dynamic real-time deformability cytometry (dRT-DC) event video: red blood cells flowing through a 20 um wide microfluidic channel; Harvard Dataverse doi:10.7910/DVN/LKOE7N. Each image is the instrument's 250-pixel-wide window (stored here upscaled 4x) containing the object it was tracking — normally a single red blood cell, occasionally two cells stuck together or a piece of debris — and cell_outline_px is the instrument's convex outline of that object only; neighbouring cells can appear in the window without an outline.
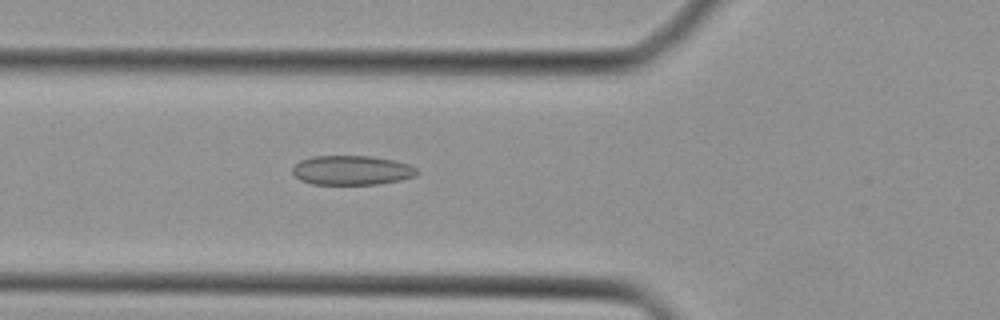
{"species": "Egyptian fruit bat (a non-hibernating species)", "species_latin": "Rousettus aegyptiacus", "temperature_condition": "cold", "stored_images_in_passage": 28, "camera_frame_rate_fps": 3000, "um_per_image_px": 0.085, "animal": {"sex": "female"}, "frame": {"image": 1, "passage_image": 3, "time_ms": 0.667, "image_size_px": [1000, 320], "cell_outline_px": [[420, 172], [416, 176], [400, 180], [376, 184], [312, 184], [300, 180], [292, 172], [292, 168], [300, 160], [312, 156], [372, 156], [396, 160], [408, 164], [416, 168]], "centroid_in_image_um": [29.92, 14.46], "position_along_channel_um": 95.9, "area_um2": 21.44}}
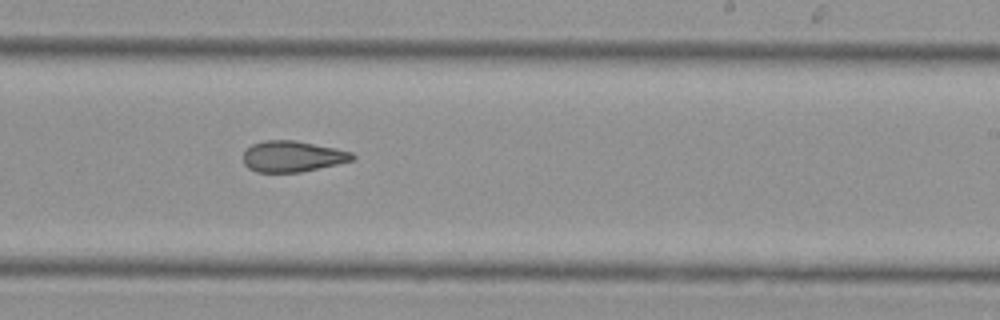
{"frame": {"image": 2, "passage_image": 13, "time_ms": 4.0, "image_size_px": [1000, 320], "cell_outline_px": [[356, 156], [352, 160], [336, 164], [300, 172], [256, 172], [248, 168], [244, 164], [244, 152], [252, 144], [264, 140], [296, 140], [336, 148], [352, 152]], "centroid_in_image_um": [24.85, 13.28], "position_along_channel_um": 264.2, "area_um2": 19.65}}
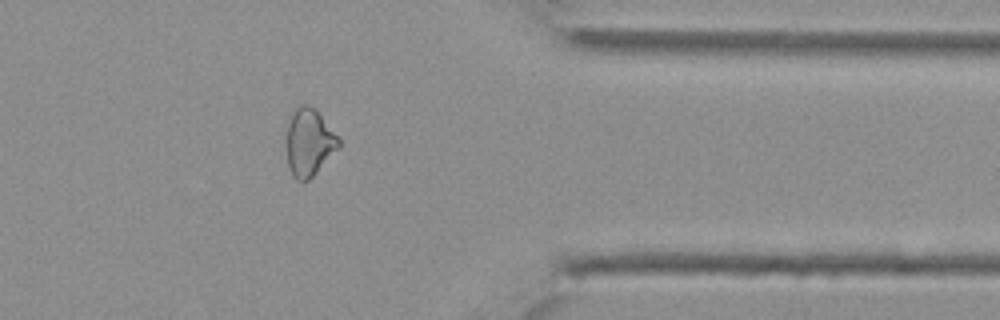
{"frame": {"image": 3, "passage_image": 21, "time_ms": 6.667, "image_size_px": [1000, 320], "cell_outline_px": [[340, 148], [308, 180], [296, 180], [292, 176], [288, 168], [288, 124], [292, 112], [300, 104], [308, 104], [316, 108], [340, 140]], "centroid_in_image_um": [26.29, 12.08], "position_along_channel_um": 385.1, "area_um2": 20.35}}